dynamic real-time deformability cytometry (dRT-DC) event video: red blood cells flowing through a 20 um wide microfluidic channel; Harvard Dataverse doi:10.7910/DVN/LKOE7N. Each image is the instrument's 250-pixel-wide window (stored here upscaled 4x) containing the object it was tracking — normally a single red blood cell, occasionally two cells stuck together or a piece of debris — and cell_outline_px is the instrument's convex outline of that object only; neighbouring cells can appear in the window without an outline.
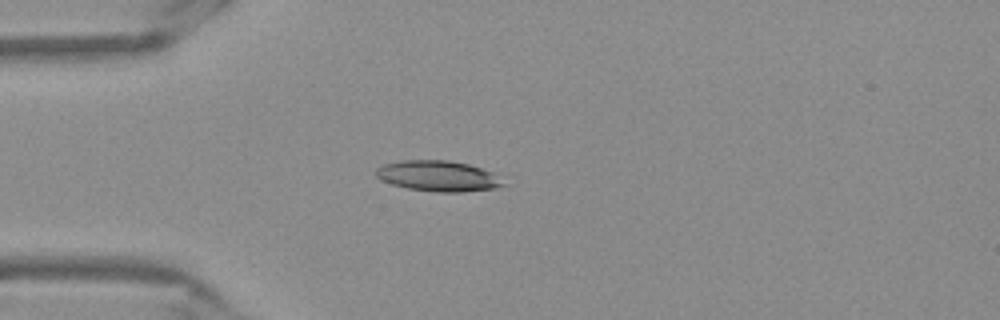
{"species": "Egyptian fruit bat (a non-hibernating species)", "species_latin": "Rousettus aegyptiacus", "temperature_condition": "warm", "stored_images_in_passage": 15, "camera_frame_rate_fps": 3000, "um_per_image_px": 0.085, "frame": {"image": 1, "passage_image": 1, "time_ms": 0.0, "image_size_px": [1000, 320], "cell_outline_px": [[488, 184], [484, 188], [420, 188], [404, 184], [412, 164], [460, 164], [472, 168], [480, 172]], "centroid_in_image_um": [37.8, 15.02], "position_along_channel_um": 47.2, "area_um2": 12.37}}
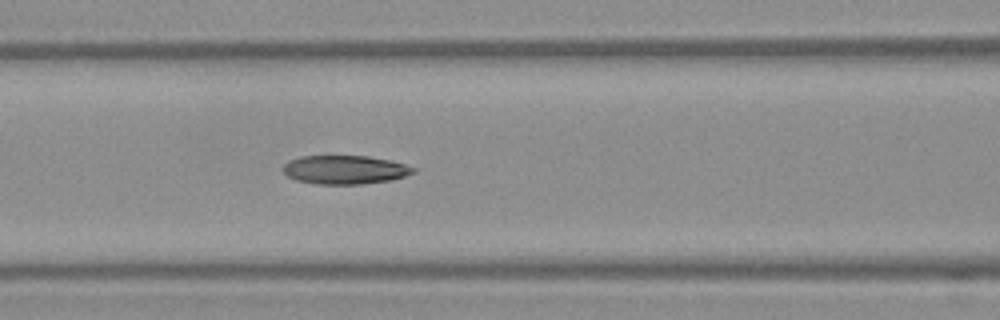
{"frame": {"image": 2, "passage_image": 9, "time_ms": 2.667, "image_size_px": [1000, 320], "cell_outline_px": [[404, 172], [396, 176], [376, 180], [316, 180], [320, 156], [352, 156], [376, 160], [396, 164]], "centroid_in_image_um": [30.17, 14.35], "position_along_channel_um": 136.4, "area_um2": 12.37}}
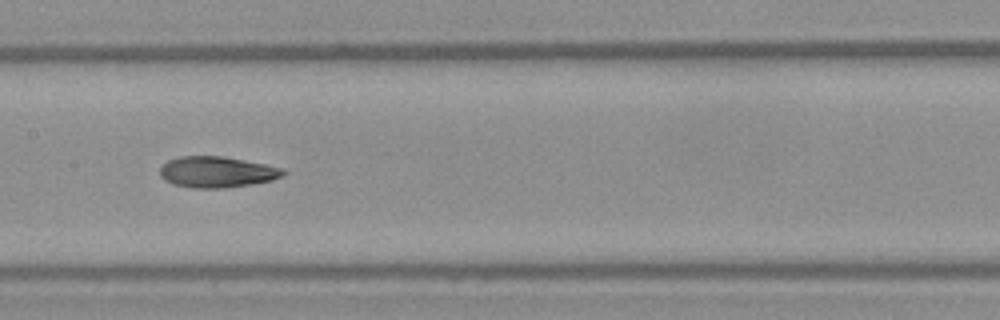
{"frame": {"image": 3, "passage_image": 13, "time_ms": 4.0, "image_size_px": [1000, 320], "cell_outline_px": [[276, 172], [272, 176], [260, 180], [232, 184], [192, 184], [204, 160], [232, 160], [248, 164]], "centroid_in_image_um": [19.51, 14.69], "position_along_channel_um": 187.9, "area_um2": 10.46}}